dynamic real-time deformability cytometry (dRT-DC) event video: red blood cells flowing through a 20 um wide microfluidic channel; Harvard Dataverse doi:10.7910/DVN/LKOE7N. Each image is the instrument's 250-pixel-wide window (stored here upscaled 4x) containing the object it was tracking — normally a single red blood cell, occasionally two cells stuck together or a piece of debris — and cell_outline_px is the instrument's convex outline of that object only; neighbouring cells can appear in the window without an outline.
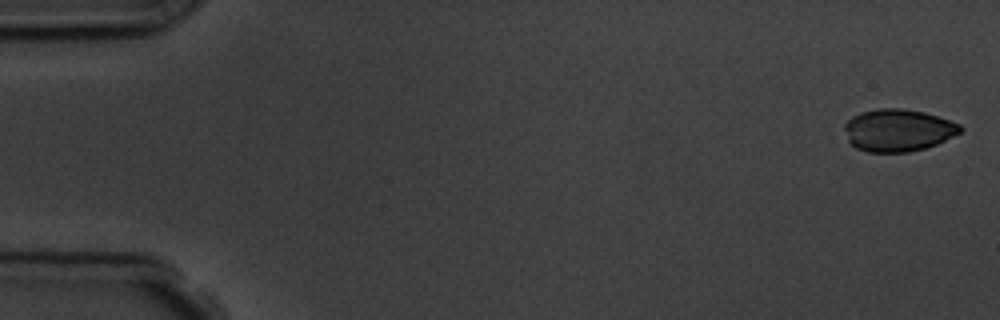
{"species": "common noctule bat (a hibernating species)", "species_latin": "Nyctalus noctula", "temperature_condition": "room temperature", "stored_images_in_passage": 4, "camera_frame_rate_fps": 3000, "um_per_image_px": 0.085, "animal": {"sex": "male", "body_mass_g": 19.5, "forearm_length_mm": 54.6}, "frame": {"image": 1, "passage_image": 1, "time_ms": 0.0, "image_size_px": [1000, 320], "cell_outline_px": [[964, 128], [960, 132], [936, 144], [924, 148], [908, 152], [868, 152], [856, 148], [848, 140], [844, 128], [844, 124], [852, 116], [860, 112], [876, 108], [900, 108], [924, 112], [960, 124]], "centroid_in_image_um": [76.3, 11.06], "position_along_channel_um": 8.7, "area_um2": 28.44}}
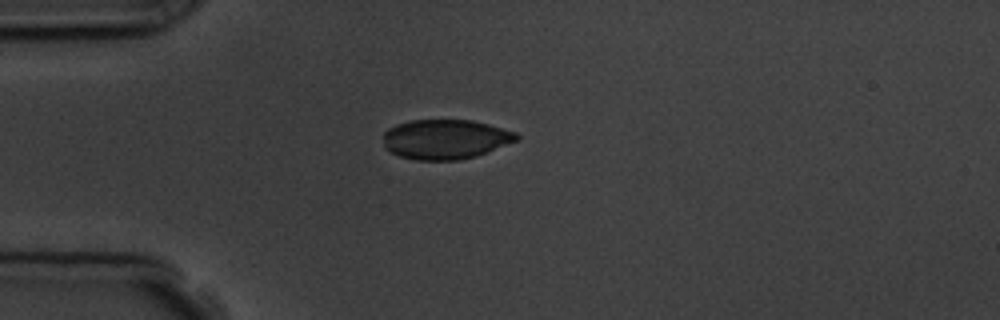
{"frame": {"image": 2, "passage_image": 4, "time_ms": 4.333, "image_size_px": [1000, 320], "cell_outline_px": [[520, 136], [516, 140], [476, 156], [460, 160], [416, 160], [400, 156], [384, 148], [384, 132], [388, 128], [396, 124], [412, 120], [472, 120], [488, 124], [516, 132]], "centroid_in_image_um": [37.83, 11.83], "position_along_channel_um": 47.2, "area_um2": 30.69}}